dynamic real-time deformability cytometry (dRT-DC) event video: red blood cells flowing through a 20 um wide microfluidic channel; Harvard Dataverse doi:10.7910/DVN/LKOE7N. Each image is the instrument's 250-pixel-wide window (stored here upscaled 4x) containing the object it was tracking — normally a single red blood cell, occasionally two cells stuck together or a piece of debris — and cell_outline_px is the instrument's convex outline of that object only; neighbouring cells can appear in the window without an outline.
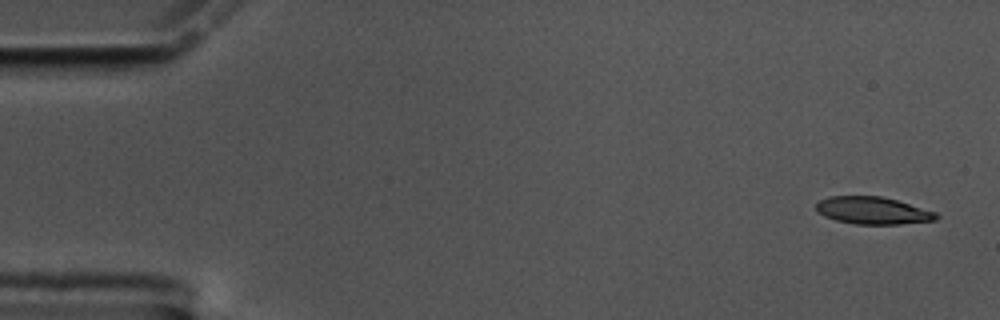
{"species": "common noctule bat (a hibernating species)", "species_latin": "Nyctalus noctula", "temperature_condition": "cold", "stored_images_in_passage": 56, "camera_frame_rate_fps": 3000, "um_per_image_px": 0.085, "animal": {"sex": "male", "body_mass_g": 17.5, "forearm_length_mm": 52.3}, "frame": {"image": 1, "passage_image": 1, "time_ms": 0.0, "image_size_px": [1000, 320], "cell_outline_px": [[940, 216], [936, 220], [900, 224], [856, 224], [836, 220], [824, 216], [816, 212], [816, 204], [820, 200], [828, 196], [880, 196], [896, 200], [936, 212]], "centroid_in_image_um": [74.17, 17.9], "position_along_channel_um": 10.8, "area_um2": 19.07}}
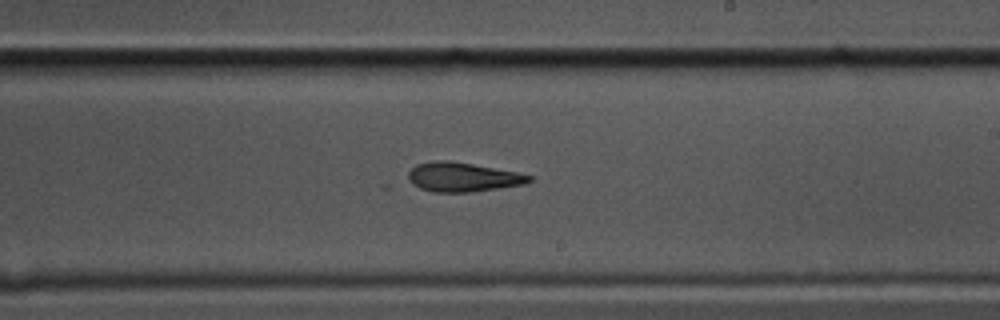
{"frame": {"image": 2, "passage_image": 32, "time_ms": 10.333, "image_size_px": [1000, 320], "cell_outline_px": [[532, 180], [524, 184], [468, 192], [432, 192], [420, 188], [412, 184], [408, 180], [408, 172], [416, 164], [432, 160], [448, 160], [472, 164], [516, 172], [532, 176]], "centroid_in_image_um": [39.27, 15.04], "position_along_channel_um": 249.7, "area_um2": 20.46}}
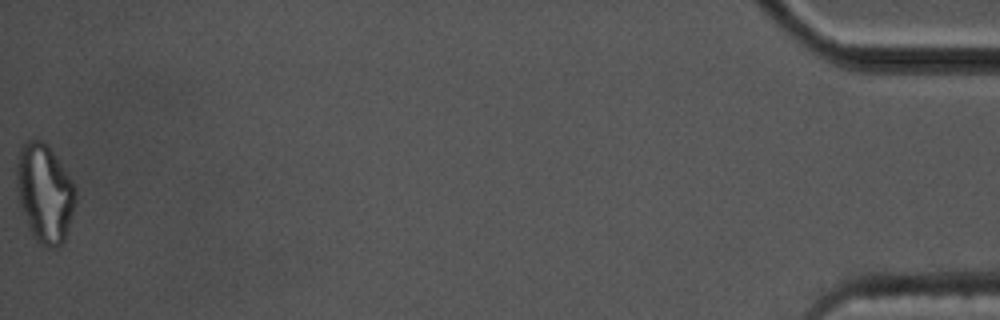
{"frame": {"image": 3, "passage_image": 56, "time_ms": 18.333, "image_size_px": [1000, 320], "cell_outline_px": [[76, 200], [64, 240], [56, 248], [48, 248], [40, 244], [32, 236], [28, 228], [20, 208], [16, 188], [16, 160], [20, 148], [24, 140], [44, 140], [48, 144], [72, 180], [76, 188]], "centroid_in_image_um": [3.76, 16.39], "position_along_channel_um": 431.4, "area_um2": 34.28}, "authors_computed_cell_mechanics": {"area_um2": 20.9525, "velocity_mm_per_s": 3.514, "shape_relaxation_time_tau1_ms": null, "shape_relaxation_time_tau2_ms": 7.2133, "deformation_change_tau1": null, "deformation_change_tau2": 0.1663}}